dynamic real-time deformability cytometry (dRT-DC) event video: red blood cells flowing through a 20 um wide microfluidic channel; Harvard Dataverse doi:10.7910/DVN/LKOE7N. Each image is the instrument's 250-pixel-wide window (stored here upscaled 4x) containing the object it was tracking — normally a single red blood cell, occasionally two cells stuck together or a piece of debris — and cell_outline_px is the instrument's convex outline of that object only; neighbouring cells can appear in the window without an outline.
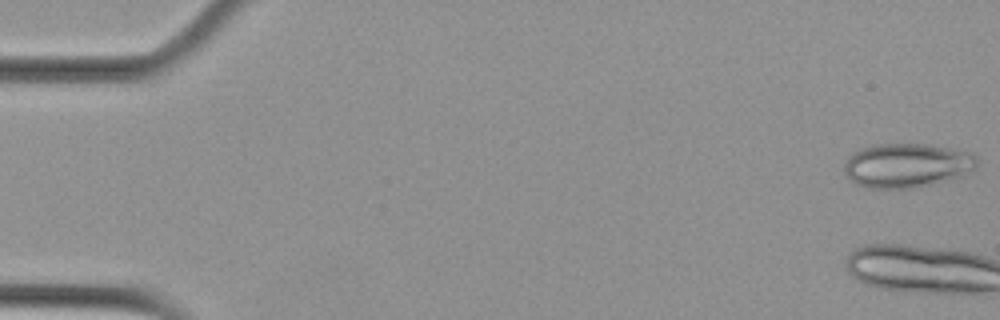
{"species": "Egyptian fruit bat (a non-hibernating species)", "species_latin": "Rousettus aegyptiacus", "temperature_condition": "cold", "stored_images_in_passage": 9, "camera_frame_rate_fps": 3000, "um_per_image_px": 0.085, "animal": {"sex": "female"}, "frame": {"image": 1, "passage_image": 1, "time_ms": 0.0, "image_size_px": [1000, 320], "cell_outline_px": [[980, 160], [976, 168], [964, 176], [932, 184], [912, 188], [868, 188], [856, 184], [844, 172], [844, 164], [848, 156], [852, 152], [872, 144], [928, 144], [972, 152]], "centroid_in_image_um": [77.12, 14.05], "position_along_channel_um": 7.9, "area_um2": 34.68}}